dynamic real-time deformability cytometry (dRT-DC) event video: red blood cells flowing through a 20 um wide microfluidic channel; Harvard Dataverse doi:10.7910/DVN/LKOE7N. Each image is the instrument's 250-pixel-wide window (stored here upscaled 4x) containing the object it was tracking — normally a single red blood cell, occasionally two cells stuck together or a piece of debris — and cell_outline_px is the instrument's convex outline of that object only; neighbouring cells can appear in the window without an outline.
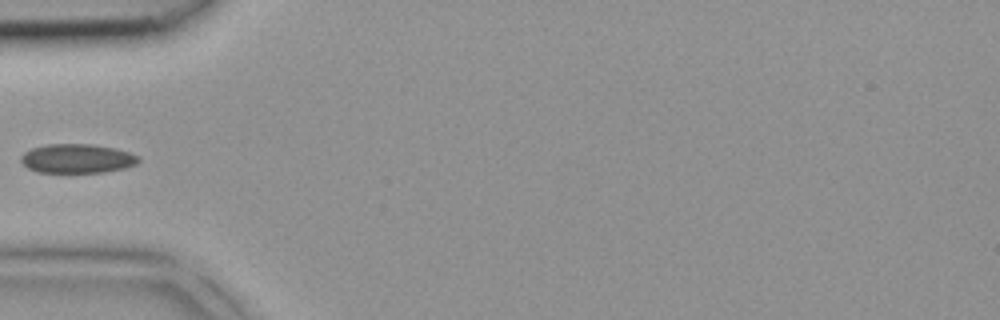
{"species": "common noctule bat (a hibernating species)", "species_latin": "Nyctalus noctula", "temperature_condition": "room temperature", "stored_images_in_passage": 3, "camera_frame_rate_fps": 3000, "um_per_image_px": 0.085, "animal": {"sex": "female", "body_mass_g": 18.4}, "frame": {"image": 1, "passage_image": 3, "time_ms": 0.667, "image_size_px": [1000, 320], "cell_outline_px": [[140, 160], [136, 164], [124, 168], [104, 172], [36, 172], [28, 168], [20, 160], [20, 156], [24, 152], [32, 148], [44, 144], [92, 144], [116, 148], [140, 156]], "centroid_in_image_um": [6.55, 13.47], "position_along_channel_um": 78.4, "area_um2": 20.06}}